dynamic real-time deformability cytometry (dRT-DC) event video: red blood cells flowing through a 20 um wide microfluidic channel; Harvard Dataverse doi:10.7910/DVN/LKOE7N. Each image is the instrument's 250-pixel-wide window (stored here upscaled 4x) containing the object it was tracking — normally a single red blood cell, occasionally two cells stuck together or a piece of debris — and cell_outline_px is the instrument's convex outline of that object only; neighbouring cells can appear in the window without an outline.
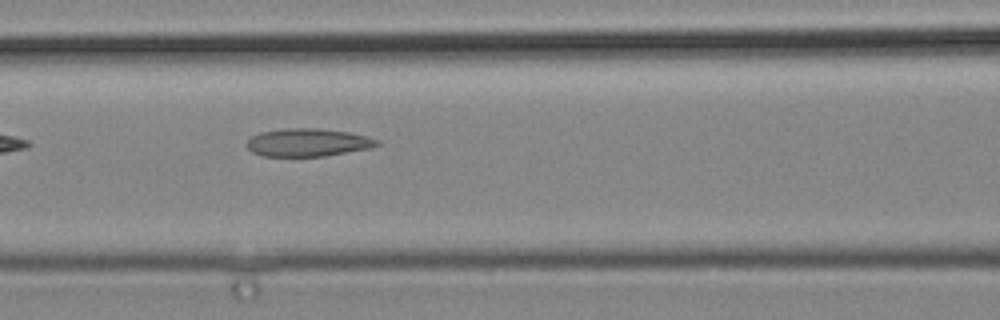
{"species": "common noctule bat (a hibernating species)", "species_latin": "Nyctalus noctula", "temperature_condition": "cold", "stored_images_in_passage": 3, "camera_frame_rate_fps": 3000, "um_per_image_px": 0.085, "animal": {"sex": "male", "body_mass_g": 19.2, "forearm_length_mm": 51.8}, "frame": {"image": 1, "passage_image": 3, "time_ms": 0.667, "image_size_px": [1000, 320], "cell_outline_px": [[380, 144], [372, 148], [324, 156], [260, 156], [252, 152], [244, 144], [252, 136], [260, 132], [284, 128], [316, 128], [348, 132], [368, 136], [380, 140]], "centroid_in_image_um": [26.17, 12.11], "position_along_channel_um": 140.4, "area_um2": 21.39}}